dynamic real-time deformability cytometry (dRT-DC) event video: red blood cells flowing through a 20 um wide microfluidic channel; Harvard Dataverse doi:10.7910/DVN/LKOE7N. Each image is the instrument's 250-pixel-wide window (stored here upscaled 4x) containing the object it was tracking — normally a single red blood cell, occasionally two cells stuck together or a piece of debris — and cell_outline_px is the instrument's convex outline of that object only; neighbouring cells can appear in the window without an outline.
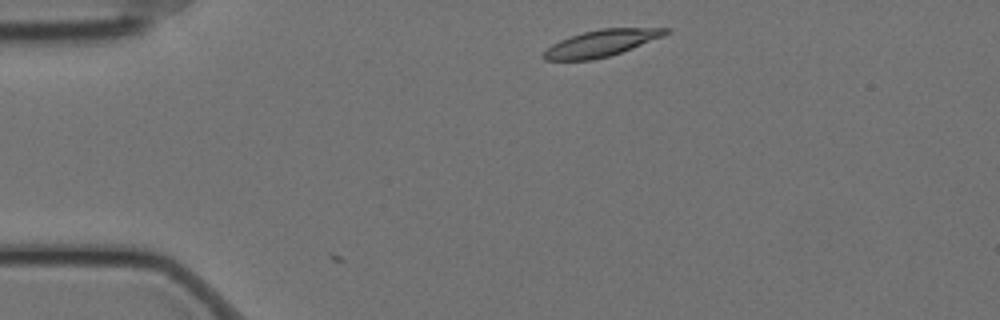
{"species": "Egyptian fruit bat (a non-hibernating species)", "species_latin": "Rousettus aegyptiacus", "temperature_condition": "cold", "stored_images_in_passage": 2, "camera_frame_rate_fps": 3000, "um_per_image_px": 0.085, "animal": {"sex": "female"}, "frame": {"image": 1, "passage_image": 2, "time_ms": 0.333, "image_size_px": [1000, 320], "cell_outline_px": [[672, 32], [664, 36], [632, 48], [608, 56], [592, 60], [544, 60], [540, 56], [552, 44], [560, 40], [584, 32], [600, 28], [672, 28]], "centroid_in_image_um": [51.13, 3.66], "position_along_channel_um": 33.9, "area_um2": 18.84}}